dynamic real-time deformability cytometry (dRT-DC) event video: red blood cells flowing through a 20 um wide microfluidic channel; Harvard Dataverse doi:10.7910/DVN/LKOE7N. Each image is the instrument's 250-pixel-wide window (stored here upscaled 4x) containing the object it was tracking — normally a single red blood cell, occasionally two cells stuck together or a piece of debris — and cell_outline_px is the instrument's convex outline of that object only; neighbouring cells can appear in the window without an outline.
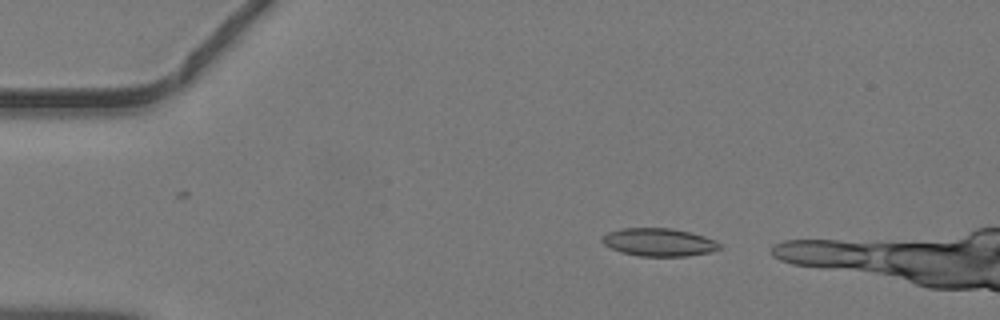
{"species": "common noctule bat (a hibernating species)", "species_latin": "Nyctalus noctula", "temperature_condition": "warm", "stored_images_in_passage": 13, "camera_frame_rate_fps": 3000, "um_per_image_px": 0.085, "animal": {"sex": "male", "body_mass_g": 19.2, "forearm_length_mm": 51.8}, "frame": {"image": 1, "passage_image": 4, "time_ms": 1.0, "image_size_px": [1000, 320], "cell_outline_px": [[720, 248], [712, 252], [688, 256], [640, 256], [620, 252], [604, 244], [600, 240], [608, 232], [620, 228], [672, 228], [692, 232], [716, 240], [720, 244]], "centroid_in_image_um": [56.03, 20.58], "position_along_channel_um": 29.0, "area_um2": 19.25}}
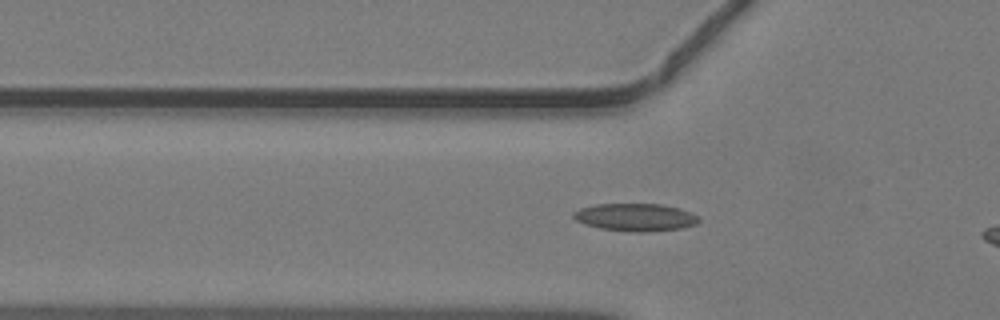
{"frame": {"image": 2, "passage_image": 11, "time_ms": 3.333, "image_size_px": [1000, 320], "cell_outline_px": [[700, 220], [696, 224], [684, 228], [648, 232], [628, 232], [600, 228], [584, 224], [576, 220], [572, 216], [572, 212], [580, 208], [596, 204], [660, 204], [680, 208], [692, 212], [700, 216]], "centroid_in_image_um": [54.04, 18.47], "position_along_channel_um": 71.8, "area_um2": 20.52}}